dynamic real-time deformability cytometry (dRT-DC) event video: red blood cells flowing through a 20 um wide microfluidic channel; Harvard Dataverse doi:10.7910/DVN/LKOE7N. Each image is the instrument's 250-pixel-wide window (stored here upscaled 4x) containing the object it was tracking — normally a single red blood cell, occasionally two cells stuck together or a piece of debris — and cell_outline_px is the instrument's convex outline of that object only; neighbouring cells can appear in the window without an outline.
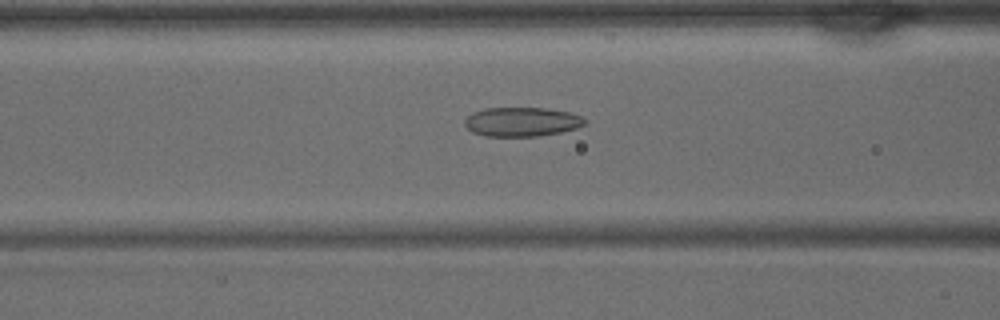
{"species": "common noctule bat (a hibernating species)", "species_latin": "Nyctalus noctula", "temperature_condition": "warm", "stored_images_in_passage": 26, "camera_frame_rate_fps": 3000, "um_per_image_px": 0.085, "animal": {"sex": "male", "body_mass_g": 15.6}, "frame": {"image": 1, "passage_image": 9, "time_ms": 2.667, "image_size_px": [1000, 320], "cell_outline_px": [[588, 124], [576, 128], [560, 132], [536, 136], [484, 136], [472, 132], [464, 124], [464, 120], [472, 112], [484, 108], [544, 108], [568, 112], [580, 116], [588, 120]], "centroid_in_image_um": [44.35, 10.35], "position_along_channel_um": 122.3, "area_um2": 20.46}}
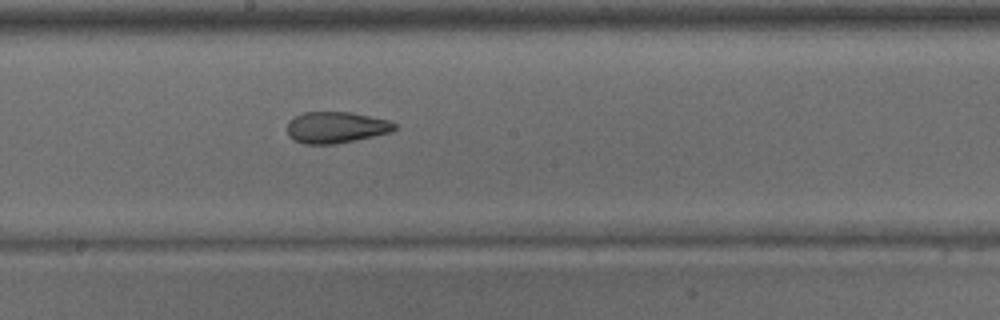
{"frame": {"image": 2, "passage_image": 15, "time_ms": 4.667, "image_size_px": [1000, 320], "cell_outline_px": [[400, 128], [392, 132], [332, 144], [304, 144], [292, 140], [288, 136], [288, 120], [304, 112], [352, 112], [388, 120], [396, 124]], "centroid_in_image_um": [28.56, 10.82], "position_along_channel_um": 219.6, "area_um2": 19.65}}
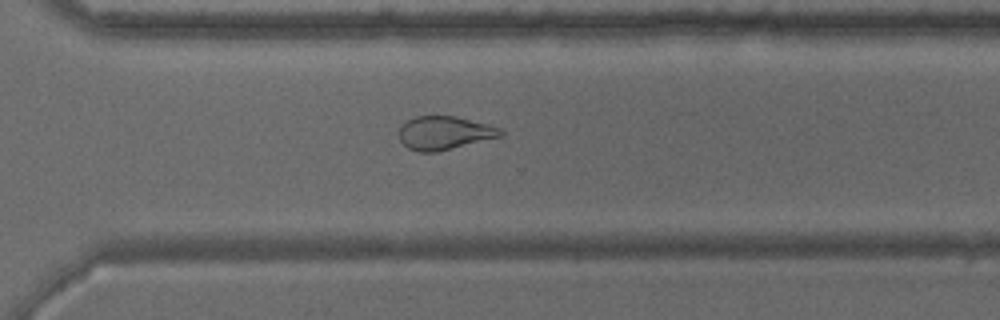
{"frame": {"image": 3, "passage_image": 22, "time_ms": 7.0, "image_size_px": [1000, 320], "cell_outline_px": [[504, 136], [436, 152], [420, 152], [408, 148], [400, 140], [400, 128], [408, 120], [416, 116], [456, 116], [492, 124], [500, 128], [504, 132]], "centroid_in_image_um": [37.85, 11.29], "position_along_channel_um": 332.8, "area_um2": 19.88}}